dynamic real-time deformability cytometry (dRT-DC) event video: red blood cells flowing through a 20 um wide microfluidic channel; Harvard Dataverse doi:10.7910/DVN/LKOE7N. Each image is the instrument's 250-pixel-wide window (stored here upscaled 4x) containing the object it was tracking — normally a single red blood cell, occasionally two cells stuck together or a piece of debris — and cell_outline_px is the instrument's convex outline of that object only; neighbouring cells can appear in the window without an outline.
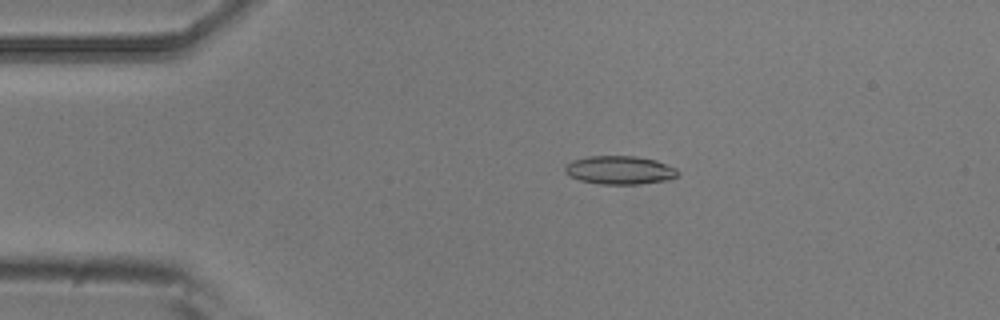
{"species": "common noctule bat (a hibernating species)", "species_latin": "Nyctalus noctula", "temperature_condition": "room temperature", "stored_images_in_passage": 54, "camera_frame_rate_fps": 3000, "um_per_image_px": 0.085, "animal": {"sex": "male", "body_mass_g": 20.5, "forearm_length_mm": 52.5}, "frame": {"image": 1, "passage_image": 11, "time_ms": 3.333, "image_size_px": [1000, 320], "cell_outline_px": [[680, 176], [668, 180], [640, 184], [600, 184], [580, 180], [568, 176], [564, 172], [564, 168], [572, 160], [588, 156], [636, 156], [656, 160], [676, 168], [680, 172]], "centroid_in_image_um": [52.7, 14.46], "position_along_channel_um": 32.3, "area_um2": 18.9}}
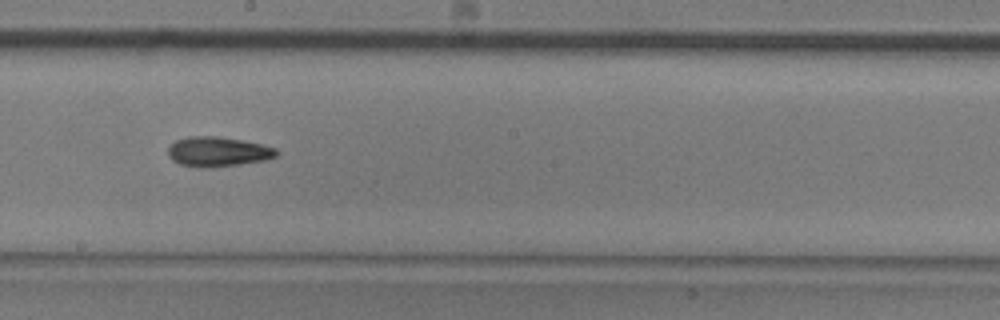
{"frame": {"image": 2, "passage_image": 30, "time_ms": 9.667, "image_size_px": [1000, 320], "cell_outline_px": [[280, 152], [276, 156], [264, 160], [240, 164], [208, 168], [200, 168], [180, 164], [172, 160], [168, 156], [168, 148], [176, 140], [188, 136], [216, 136], [244, 140], [276, 148]], "centroid_in_image_um": [18.51, 12.89], "position_along_channel_um": 229.7, "area_um2": 18.9}}
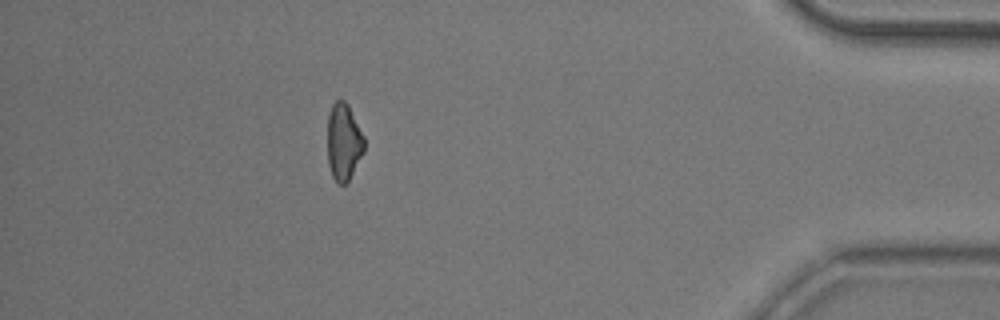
{"frame": {"image": 3, "passage_image": 48, "time_ms": 15.667, "image_size_px": [1000, 320], "cell_outline_px": [[364, 152], [348, 180], [344, 184], [340, 184], [332, 176], [328, 164], [328, 112], [332, 104], [336, 100], [344, 100], [348, 104], [364, 136]], "centroid_in_image_um": [29.21, 12.03], "position_along_channel_um": 406.0, "area_um2": 16.42}, "authors_computed_cell_mechanics": {"area_um2": 17.918, "velocity_mm_per_s": 3.7742, "shape_relaxation_time_tau1_ms": 4.8485, "shape_relaxation_time_tau2_ms": 5.7098, "deformation_change_tau1": 0.1329, "deformation_change_tau2": 0.1445}}